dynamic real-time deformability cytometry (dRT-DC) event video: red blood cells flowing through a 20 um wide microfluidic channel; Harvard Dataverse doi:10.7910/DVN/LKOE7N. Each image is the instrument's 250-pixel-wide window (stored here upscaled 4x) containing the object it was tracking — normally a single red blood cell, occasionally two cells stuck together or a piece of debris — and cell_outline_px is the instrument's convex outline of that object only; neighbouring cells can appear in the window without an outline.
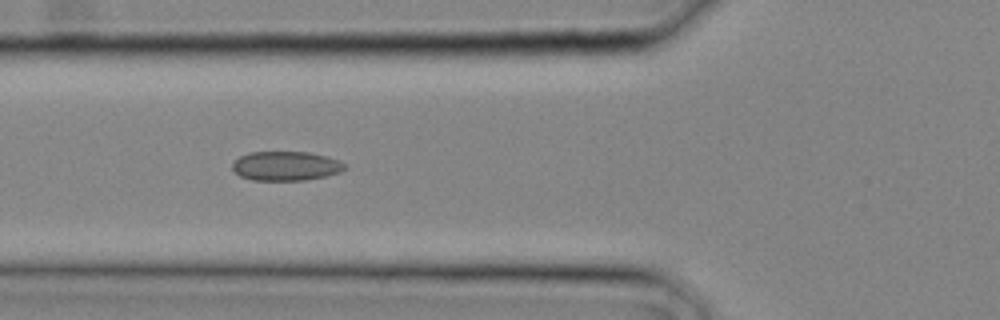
{"species": "common noctule bat (a hibernating species)", "species_latin": "Nyctalus noctula", "temperature_condition": "cold", "stored_images_in_passage": 18, "camera_frame_rate_fps": 3000, "um_per_image_px": 0.085, "animal": {"sex": "male", "body_mass_g": 20.4}, "frame": {"image": 1, "passage_image": 11, "time_ms": 3.333, "image_size_px": [1000, 320], "cell_outline_px": [[348, 168], [340, 172], [324, 176], [304, 180], [252, 180], [240, 176], [232, 168], [232, 164], [240, 156], [248, 152], [308, 152], [328, 156], [340, 160]], "centroid_in_image_um": [24.32, 14.1], "position_along_channel_um": 101.5, "area_um2": 19.19}}
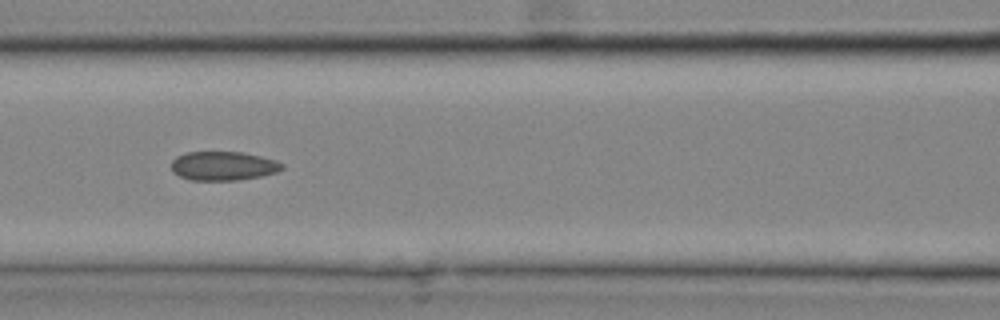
{"frame": {"image": 2, "passage_image": 13, "time_ms": 4.0, "image_size_px": [1000, 320], "cell_outline_px": [[284, 168], [276, 172], [260, 176], [236, 180], [192, 180], [180, 176], [172, 172], [172, 160], [176, 156], [188, 152], [244, 152], [276, 160], [284, 164]], "centroid_in_image_um": [18.98, 14.09], "position_along_channel_um": 147.6, "area_um2": 18.67}}